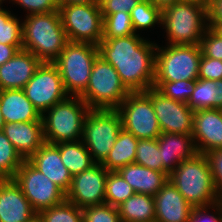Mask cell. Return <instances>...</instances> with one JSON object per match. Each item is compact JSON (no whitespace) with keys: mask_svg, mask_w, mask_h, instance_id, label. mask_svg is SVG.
<instances>
[{"mask_svg":"<svg viewBox=\"0 0 222 222\" xmlns=\"http://www.w3.org/2000/svg\"><path fill=\"white\" fill-rule=\"evenodd\" d=\"M157 44L139 34L102 39L99 56L117 71L121 82L130 92L146 91L155 79Z\"/></svg>","mask_w":222,"mask_h":222,"instance_id":"cell-1","label":"cell"},{"mask_svg":"<svg viewBox=\"0 0 222 222\" xmlns=\"http://www.w3.org/2000/svg\"><path fill=\"white\" fill-rule=\"evenodd\" d=\"M22 22L23 49L52 63L69 42L59 11L30 14Z\"/></svg>","mask_w":222,"mask_h":222,"instance_id":"cell-2","label":"cell"},{"mask_svg":"<svg viewBox=\"0 0 222 222\" xmlns=\"http://www.w3.org/2000/svg\"><path fill=\"white\" fill-rule=\"evenodd\" d=\"M168 180L192 207L211 206L221 200L205 154L197 153L192 158L182 161L169 174Z\"/></svg>","mask_w":222,"mask_h":222,"instance_id":"cell-3","label":"cell"},{"mask_svg":"<svg viewBox=\"0 0 222 222\" xmlns=\"http://www.w3.org/2000/svg\"><path fill=\"white\" fill-rule=\"evenodd\" d=\"M168 45H199L208 28L207 3L180 0L162 10Z\"/></svg>","mask_w":222,"mask_h":222,"instance_id":"cell-4","label":"cell"},{"mask_svg":"<svg viewBox=\"0 0 222 222\" xmlns=\"http://www.w3.org/2000/svg\"><path fill=\"white\" fill-rule=\"evenodd\" d=\"M90 108L79 96H68L42 115L47 143L76 142L82 139L83 123Z\"/></svg>","mask_w":222,"mask_h":222,"instance_id":"cell-5","label":"cell"},{"mask_svg":"<svg viewBox=\"0 0 222 222\" xmlns=\"http://www.w3.org/2000/svg\"><path fill=\"white\" fill-rule=\"evenodd\" d=\"M98 45L69 41L52 62L59 70L64 88L70 96H80L87 88Z\"/></svg>","mask_w":222,"mask_h":222,"instance_id":"cell-6","label":"cell"},{"mask_svg":"<svg viewBox=\"0 0 222 222\" xmlns=\"http://www.w3.org/2000/svg\"><path fill=\"white\" fill-rule=\"evenodd\" d=\"M129 93L115 68L98 56L87 88L79 97L90 109H117Z\"/></svg>","mask_w":222,"mask_h":222,"instance_id":"cell-7","label":"cell"},{"mask_svg":"<svg viewBox=\"0 0 222 222\" xmlns=\"http://www.w3.org/2000/svg\"><path fill=\"white\" fill-rule=\"evenodd\" d=\"M156 48L154 82L197 80L202 52L199 45H168Z\"/></svg>","mask_w":222,"mask_h":222,"instance_id":"cell-8","label":"cell"},{"mask_svg":"<svg viewBox=\"0 0 222 222\" xmlns=\"http://www.w3.org/2000/svg\"><path fill=\"white\" fill-rule=\"evenodd\" d=\"M122 129L116 109H90L83 123L82 142L96 163L108 155Z\"/></svg>","mask_w":222,"mask_h":222,"instance_id":"cell-9","label":"cell"},{"mask_svg":"<svg viewBox=\"0 0 222 222\" xmlns=\"http://www.w3.org/2000/svg\"><path fill=\"white\" fill-rule=\"evenodd\" d=\"M62 26L71 42L98 45L103 37L99 4H72L59 8Z\"/></svg>","mask_w":222,"mask_h":222,"instance_id":"cell-10","label":"cell"},{"mask_svg":"<svg viewBox=\"0 0 222 222\" xmlns=\"http://www.w3.org/2000/svg\"><path fill=\"white\" fill-rule=\"evenodd\" d=\"M116 110L122 128L137 139H157L161 135L151 99L144 91L130 92Z\"/></svg>","mask_w":222,"mask_h":222,"instance_id":"cell-11","label":"cell"},{"mask_svg":"<svg viewBox=\"0 0 222 222\" xmlns=\"http://www.w3.org/2000/svg\"><path fill=\"white\" fill-rule=\"evenodd\" d=\"M13 179L37 213L66 200V193L28 160H24Z\"/></svg>","mask_w":222,"mask_h":222,"instance_id":"cell-12","label":"cell"},{"mask_svg":"<svg viewBox=\"0 0 222 222\" xmlns=\"http://www.w3.org/2000/svg\"><path fill=\"white\" fill-rule=\"evenodd\" d=\"M23 91L41 115L70 96L64 88L58 68L50 62L41 63Z\"/></svg>","mask_w":222,"mask_h":222,"instance_id":"cell-13","label":"cell"},{"mask_svg":"<svg viewBox=\"0 0 222 222\" xmlns=\"http://www.w3.org/2000/svg\"><path fill=\"white\" fill-rule=\"evenodd\" d=\"M144 92L151 99L161 133L192 135L194 111L188 104L168 98L154 87Z\"/></svg>","mask_w":222,"mask_h":222,"instance_id":"cell-14","label":"cell"},{"mask_svg":"<svg viewBox=\"0 0 222 222\" xmlns=\"http://www.w3.org/2000/svg\"><path fill=\"white\" fill-rule=\"evenodd\" d=\"M108 172L101 163H96L90 169L73 176L70 188L66 192V200L81 209L105 204Z\"/></svg>","mask_w":222,"mask_h":222,"instance_id":"cell-15","label":"cell"},{"mask_svg":"<svg viewBox=\"0 0 222 222\" xmlns=\"http://www.w3.org/2000/svg\"><path fill=\"white\" fill-rule=\"evenodd\" d=\"M192 136L200 154L222 149V109L194 111Z\"/></svg>","mask_w":222,"mask_h":222,"instance_id":"cell-16","label":"cell"},{"mask_svg":"<svg viewBox=\"0 0 222 222\" xmlns=\"http://www.w3.org/2000/svg\"><path fill=\"white\" fill-rule=\"evenodd\" d=\"M37 215L14 179H0V222H32Z\"/></svg>","mask_w":222,"mask_h":222,"instance_id":"cell-17","label":"cell"},{"mask_svg":"<svg viewBox=\"0 0 222 222\" xmlns=\"http://www.w3.org/2000/svg\"><path fill=\"white\" fill-rule=\"evenodd\" d=\"M155 222H189L193 207L168 180L154 195Z\"/></svg>","mask_w":222,"mask_h":222,"instance_id":"cell-18","label":"cell"},{"mask_svg":"<svg viewBox=\"0 0 222 222\" xmlns=\"http://www.w3.org/2000/svg\"><path fill=\"white\" fill-rule=\"evenodd\" d=\"M42 61L31 52L20 49L0 66V88L23 89Z\"/></svg>","mask_w":222,"mask_h":222,"instance_id":"cell-19","label":"cell"},{"mask_svg":"<svg viewBox=\"0 0 222 222\" xmlns=\"http://www.w3.org/2000/svg\"><path fill=\"white\" fill-rule=\"evenodd\" d=\"M3 133L24 160L45 143L43 121L5 123Z\"/></svg>","mask_w":222,"mask_h":222,"instance_id":"cell-20","label":"cell"},{"mask_svg":"<svg viewBox=\"0 0 222 222\" xmlns=\"http://www.w3.org/2000/svg\"><path fill=\"white\" fill-rule=\"evenodd\" d=\"M28 161L65 193L69 190L72 175L63 164L56 144L45 142Z\"/></svg>","mask_w":222,"mask_h":222,"instance_id":"cell-21","label":"cell"},{"mask_svg":"<svg viewBox=\"0 0 222 222\" xmlns=\"http://www.w3.org/2000/svg\"><path fill=\"white\" fill-rule=\"evenodd\" d=\"M157 141L162 156L163 172L168 176L182 161L198 153L192 135L161 133Z\"/></svg>","mask_w":222,"mask_h":222,"instance_id":"cell-22","label":"cell"},{"mask_svg":"<svg viewBox=\"0 0 222 222\" xmlns=\"http://www.w3.org/2000/svg\"><path fill=\"white\" fill-rule=\"evenodd\" d=\"M0 110L5 123L42 121V115L26 97L23 89L1 90Z\"/></svg>","mask_w":222,"mask_h":222,"instance_id":"cell-23","label":"cell"},{"mask_svg":"<svg viewBox=\"0 0 222 222\" xmlns=\"http://www.w3.org/2000/svg\"><path fill=\"white\" fill-rule=\"evenodd\" d=\"M117 172L135 193L154 196L168 181V175L165 172L155 171L136 163L128 164Z\"/></svg>","mask_w":222,"mask_h":222,"instance_id":"cell-24","label":"cell"},{"mask_svg":"<svg viewBox=\"0 0 222 222\" xmlns=\"http://www.w3.org/2000/svg\"><path fill=\"white\" fill-rule=\"evenodd\" d=\"M139 139L131 132L122 128L116 138L114 146L101 164L108 171H118L128 164L134 163Z\"/></svg>","mask_w":222,"mask_h":222,"instance_id":"cell-25","label":"cell"},{"mask_svg":"<svg viewBox=\"0 0 222 222\" xmlns=\"http://www.w3.org/2000/svg\"><path fill=\"white\" fill-rule=\"evenodd\" d=\"M121 222H155L154 196L134 193L118 207Z\"/></svg>","mask_w":222,"mask_h":222,"instance_id":"cell-26","label":"cell"},{"mask_svg":"<svg viewBox=\"0 0 222 222\" xmlns=\"http://www.w3.org/2000/svg\"><path fill=\"white\" fill-rule=\"evenodd\" d=\"M193 111L222 109V80L197 79L194 91L187 103Z\"/></svg>","mask_w":222,"mask_h":222,"instance_id":"cell-27","label":"cell"},{"mask_svg":"<svg viewBox=\"0 0 222 222\" xmlns=\"http://www.w3.org/2000/svg\"><path fill=\"white\" fill-rule=\"evenodd\" d=\"M56 145L59 148L62 162L72 177L96 164L82 140L61 142Z\"/></svg>","mask_w":222,"mask_h":222,"instance_id":"cell-28","label":"cell"},{"mask_svg":"<svg viewBox=\"0 0 222 222\" xmlns=\"http://www.w3.org/2000/svg\"><path fill=\"white\" fill-rule=\"evenodd\" d=\"M131 22L135 33L162 25V10L154 6L149 0H142L130 12ZM138 30V31H137Z\"/></svg>","mask_w":222,"mask_h":222,"instance_id":"cell-29","label":"cell"},{"mask_svg":"<svg viewBox=\"0 0 222 222\" xmlns=\"http://www.w3.org/2000/svg\"><path fill=\"white\" fill-rule=\"evenodd\" d=\"M24 159L0 131V179H13Z\"/></svg>","mask_w":222,"mask_h":222,"instance_id":"cell-30","label":"cell"},{"mask_svg":"<svg viewBox=\"0 0 222 222\" xmlns=\"http://www.w3.org/2000/svg\"><path fill=\"white\" fill-rule=\"evenodd\" d=\"M133 188L117 171H109L105 185V203L118 207L134 194Z\"/></svg>","mask_w":222,"mask_h":222,"instance_id":"cell-31","label":"cell"},{"mask_svg":"<svg viewBox=\"0 0 222 222\" xmlns=\"http://www.w3.org/2000/svg\"><path fill=\"white\" fill-rule=\"evenodd\" d=\"M37 218L41 222H83V210L65 200L59 205L41 210Z\"/></svg>","mask_w":222,"mask_h":222,"instance_id":"cell-32","label":"cell"},{"mask_svg":"<svg viewBox=\"0 0 222 222\" xmlns=\"http://www.w3.org/2000/svg\"><path fill=\"white\" fill-rule=\"evenodd\" d=\"M0 43L23 46L22 23L11 11L0 5Z\"/></svg>","mask_w":222,"mask_h":222,"instance_id":"cell-33","label":"cell"},{"mask_svg":"<svg viewBox=\"0 0 222 222\" xmlns=\"http://www.w3.org/2000/svg\"><path fill=\"white\" fill-rule=\"evenodd\" d=\"M161 158L157 139H139L134 163L163 172Z\"/></svg>","mask_w":222,"mask_h":222,"instance_id":"cell-34","label":"cell"},{"mask_svg":"<svg viewBox=\"0 0 222 222\" xmlns=\"http://www.w3.org/2000/svg\"><path fill=\"white\" fill-rule=\"evenodd\" d=\"M103 17V37L102 39H113L136 34L130 13L117 12Z\"/></svg>","mask_w":222,"mask_h":222,"instance_id":"cell-35","label":"cell"},{"mask_svg":"<svg viewBox=\"0 0 222 222\" xmlns=\"http://www.w3.org/2000/svg\"><path fill=\"white\" fill-rule=\"evenodd\" d=\"M196 80H180L173 82H154L156 88L164 96L175 101L187 104L193 91Z\"/></svg>","mask_w":222,"mask_h":222,"instance_id":"cell-36","label":"cell"},{"mask_svg":"<svg viewBox=\"0 0 222 222\" xmlns=\"http://www.w3.org/2000/svg\"><path fill=\"white\" fill-rule=\"evenodd\" d=\"M83 222H121L118 208L109 204L85 207Z\"/></svg>","mask_w":222,"mask_h":222,"instance_id":"cell-37","label":"cell"},{"mask_svg":"<svg viewBox=\"0 0 222 222\" xmlns=\"http://www.w3.org/2000/svg\"><path fill=\"white\" fill-rule=\"evenodd\" d=\"M199 46L202 56L222 60V37L213 29L205 30Z\"/></svg>","mask_w":222,"mask_h":222,"instance_id":"cell-38","label":"cell"},{"mask_svg":"<svg viewBox=\"0 0 222 222\" xmlns=\"http://www.w3.org/2000/svg\"><path fill=\"white\" fill-rule=\"evenodd\" d=\"M198 78L214 81L222 80V60L201 56Z\"/></svg>","mask_w":222,"mask_h":222,"instance_id":"cell-39","label":"cell"},{"mask_svg":"<svg viewBox=\"0 0 222 222\" xmlns=\"http://www.w3.org/2000/svg\"><path fill=\"white\" fill-rule=\"evenodd\" d=\"M30 14H40L59 11L56 0H11Z\"/></svg>","mask_w":222,"mask_h":222,"instance_id":"cell-40","label":"cell"},{"mask_svg":"<svg viewBox=\"0 0 222 222\" xmlns=\"http://www.w3.org/2000/svg\"><path fill=\"white\" fill-rule=\"evenodd\" d=\"M210 208L216 214H209ZM189 222H222V200L205 207H193Z\"/></svg>","mask_w":222,"mask_h":222,"instance_id":"cell-41","label":"cell"},{"mask_svg":"<svg viewBox=\"0 0 222 222\" xmlns=\"http://www.w3.org/2000/svg\"><path fill=\"white\" fill-rule=\"evenodd\" d=\"M213 175V181L219 198L222 200V149L205 154Z\"/></svg>","mask_w":222,"mask_h":222,"instance_id":"cell-42","label":"cell"},{"mask_svg":"<svg viewBox=\"0 0 222 222\" xmlns=\"http://www.w3.org/2000/svg\"><path fill=\"white\" fill-rule=\"evenodd\" d=\"M140 0H99L102 16L117 12L130 13Z\"/></svg>","mask_w":222,"mask_h":222,"instance_id":"cell-43","label":"cell"},{"mask_svg":"<svg viewBox=\"0 0 222 222\" xmlns=\"http://www.w3.org/2000/svg\"><path fill=\"white\" fill-rule=\"evenodd\" d=\"M208 23H222V0H208Z\"/></svg>","mask_w":222,"mask_h":222,"instance_id":"cell-44","label":"cell"},{"mask_svg":"<svg viewBox=\"0 0 222 222\" xmlns=\"http://www.w3.org/2000/svg\"><path fill=\"white\" fill-rule=\"evenodd\" d=\"M20 49H23V46H13L0 43V66L11 59Z\"/></svg>","mask_w":222,"mask_h":222,"instance_id":"cell-45","label":"cell"},{"mask_svg":"<svg viewBox=\"0 0 222 222\" xmlns=\"http://www.w3.org/2000/svg\"><path fill=\"white\" fill-rule=\"evenodd\" d=\"M60 7L72 4H99V0H56Z\"/></svg>","mask_w":222,"mask_h":222,"instance_id":"cell-46","label":"cell"},{"mask_svg":"<svg viewBox=\"0 0 222 222\" xmlns=\"http://www.w3.org/2000/svg\"><path fill=\"white\" fill-rule=\"evenodd\" d=\"M154 6H157L161 10L165 9L168 6L179 2L180 0H149Z\"/></svg>","mask_w":222,"mask_h":222,"instance_id":"cell-47","label":"cell"},{"mask_svg":"<svg viewBox=\"0 0 222 222\" xmlns=\"http://www.w3.org/2000/svg\"><path fill=\"white\" fill-rule=\"evenodd\" d=\"M208 27L213 29L222 37V23H208Z\"/></svg>","mask_w":222,"mask_h":222,"instance_id":"cell-48","label":"cell"},{"mask_svg":"<svg viewBox=\"0 0 222 222\" xmlns=\"http://www.w3.org/2000/svg\"><path fill=\"white\" fill-rule=\"evenodd\" d=\"M4 124H5V122H4V119H3V116H2V113L0 110V131H3Z\"/></svg>","mask_w":222,"mask_h":222,"instance_id":"cell-49","label":"cell"},{"mask_svg":"<svg viewBox=\"0 0 222 222\" xmlns=\"http://www.w3.org/2000/svg\"><path fill=\"white\" fill-rule=\"evenodd\" d=\"M193 1H199V2H205V3H208V0H193Z\"/></svg>","mask_w":222,"mask_h":222,"instance_id":"cell-50","label":"cell"},{"mask_svg":"<svg viewBox=\"0 0 222 222\" xmlns=\"http://www.w3.org/2000/svg\"><path fill=\"white\" fill-rule=\"evenodd\" d=\"M32 222H41L38 218H36L35 220H33Z\"/></svg>","mask_w":222,"mask_h":222,"instance_id":"cell-51","label":"cell"}]
</instances>
